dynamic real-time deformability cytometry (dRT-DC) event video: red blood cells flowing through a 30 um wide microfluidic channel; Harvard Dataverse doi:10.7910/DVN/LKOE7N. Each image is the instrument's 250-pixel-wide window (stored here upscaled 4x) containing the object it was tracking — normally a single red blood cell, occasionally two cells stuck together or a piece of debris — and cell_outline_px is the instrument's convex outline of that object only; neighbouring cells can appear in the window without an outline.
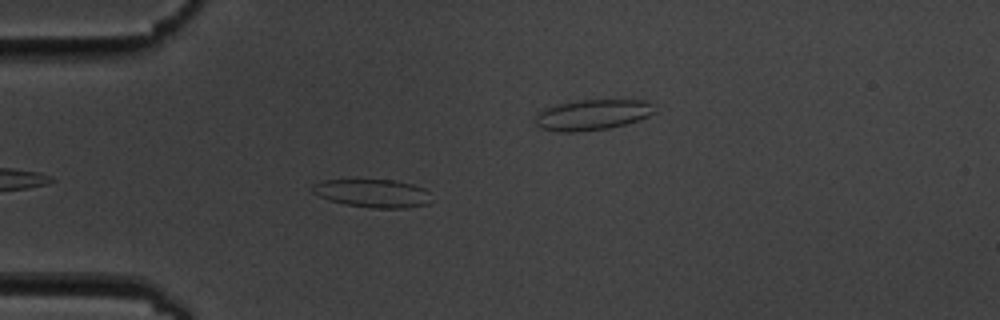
{"species": "common noctule bat (a hibernating species)", "species_latin": "Nyctalus noctula", "temperature_condition": "cold", "stored_images_in_passage": 43, "camera_frame_rate_fps": 3000, "um_per_image_px": 0.085, "animal": {"sex": "male", "body_mass_g": 19.5, "forearm_length_mm": 54.6}, "frame": {"image": 1, "passage_image": 6, "time_ms": 1.667, "image_size_px": [1000, 320], "cell_outline_px": [[428, 204], [408, 208], [372, 208], [344, 204], [328, 200], [312, 192], [312, 184], [324, 180], [392, 180], [412, 184], [424, 188], [428, 192]], "centroid_in_image_um": [31.64, 16.43], "position_along_channel_um": 53.4, "area_um2": 19.42}}
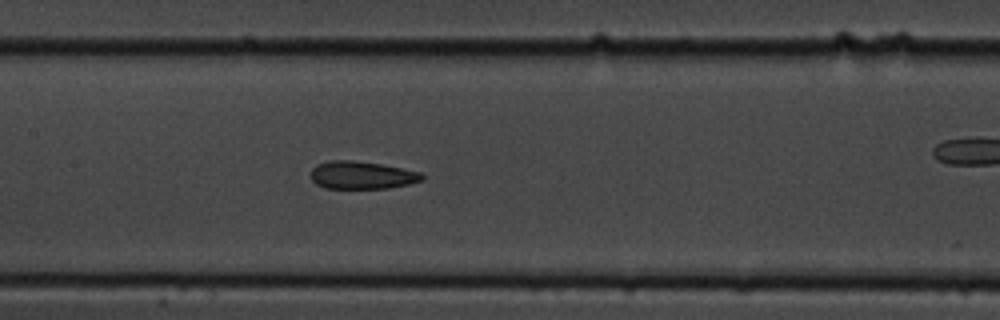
{"frame": {"image": 2, "passage_image": 17, "time_ms": 5.333, "image_size_px": [1000, 320], "cell_outline_px": [[424, 180], [408, 184], [388, 188], [324, 188], [316, 184], [312, 180], [312, 168], [316, 164], [332, 160], [352, 160], [384, 164], [424, 172]], "centroid_in_image_um": [30.81, 14.88], "position_along_channel_um": 176.6, "area_um2": 18.21}}
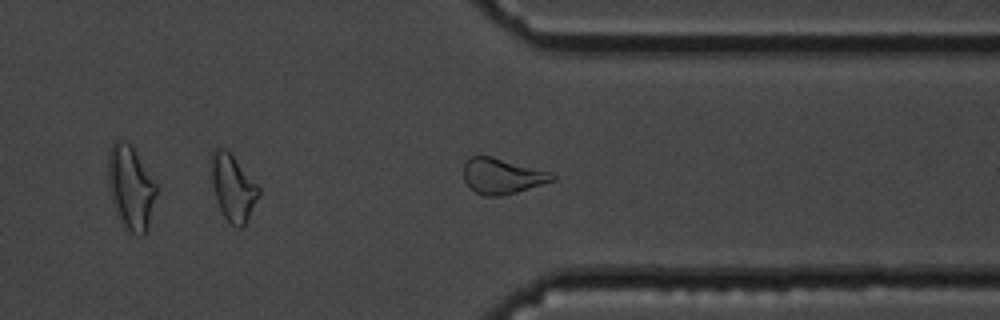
{"frame": {"image": 3, "passage_image": 33, "time_ms": 10.667, "image_size_px": [1000, 320], "cell_outline_px": [[556, 180], [504, 196], [484, 196], [476, 192], [464, 180], [464, 164], [468, 156], [492, 156], [552, 172], [556, 176]], "centroid_in_image_um": [42.7, 14.96], "position_along_channel_um": 368.7, "area_um2": 18.5}, "authors_computed_cell_mechanics": {"area_um2": 19.074, "velocity_mm_per_s": 3.6138, "shape_relaxation_time_tau1_ms": null, "shape_relaxation_time_tau2_ms": 4.7729, "deformation_change_tau1": null, "deformation_change_tau2": 0.1272}}